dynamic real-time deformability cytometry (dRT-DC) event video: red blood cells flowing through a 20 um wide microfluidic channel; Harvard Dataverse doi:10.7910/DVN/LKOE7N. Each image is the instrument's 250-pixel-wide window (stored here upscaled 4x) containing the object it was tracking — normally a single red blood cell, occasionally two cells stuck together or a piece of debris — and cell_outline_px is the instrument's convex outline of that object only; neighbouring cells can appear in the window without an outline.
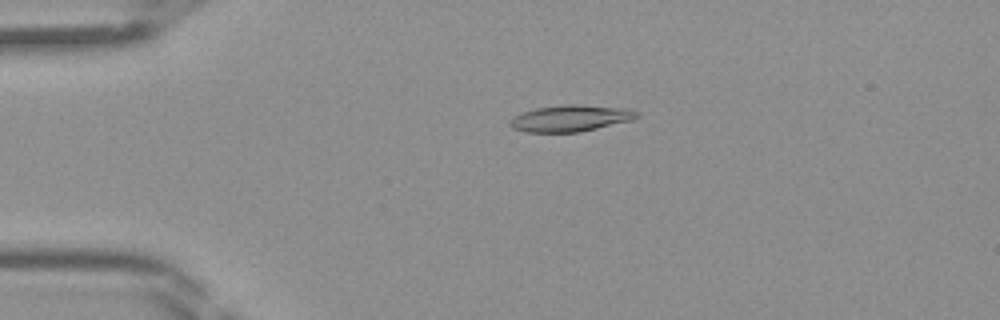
{"species": "Egyptian fruit bat (a non-hibernating species)", "species_latin": "Rousettus aegyptiacus", "temperature_condition": "room temperature", "stored_images_in_passage": 37, "camera_frame_rate_fps": 3000, "um_per_image_px": 0.085, "frame": {"image": 1, "passage_image": 3, "time_ms": 0.667, "image_size_px": [1000, 320], "cell_outline_px": [[640, 116], [632, 120], [580, 132], [524, 132], [512, 128], [508, 124], [508, 120], [512, 116], [536, 108], [564, 104], [576, 104], [628, 108], [636, 112]], "centroid_in_image_um": [48.46, 10.05], "position_along_channel_um": 36.5, "area_um2": 19.71}}
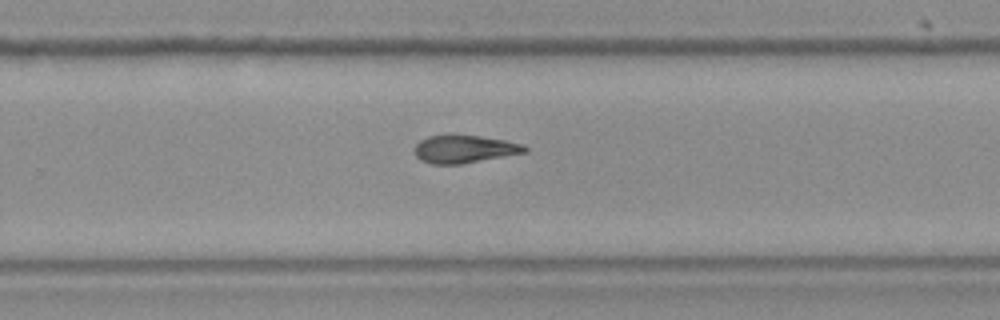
{"frame": {"image": 2, "passage_image": 22, "time_ms": 7.0, "image_size_px": [1000, 320], "cell_outline_px": [[528, 152], [460, 164], [432, 164], [420, 160], [416, 156], [416, 144], [420, 140], [428, 136], [480, 136], [504, 140], [524, 144], [528, 148]], "centroid_in_image_um": [39.51, 12.68], "position_along_channel_um": 290.3, "area_um2": 17.57}}
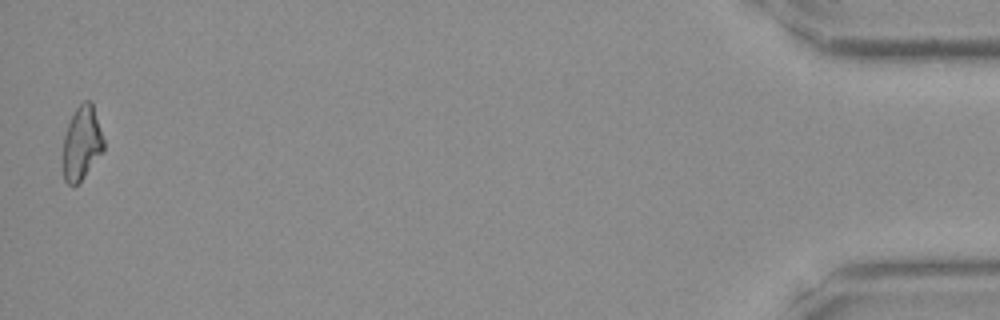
{"frame": {"image": 3, "passage_image": 37, "time_ms": 12.0, "image_size_px": [1000, 320], "cell_outline_px": [[104, 152], [84, 176], [76, 184], [68, 184], [64, 180], [64, 136], [68, 124], [76, 108], [84, 100], [92, 100], [104, 140]], "centroid_in_image_um": [6.98, 12.13], "position_along_channel_um": 428.2, "area_um2": 17.34}}